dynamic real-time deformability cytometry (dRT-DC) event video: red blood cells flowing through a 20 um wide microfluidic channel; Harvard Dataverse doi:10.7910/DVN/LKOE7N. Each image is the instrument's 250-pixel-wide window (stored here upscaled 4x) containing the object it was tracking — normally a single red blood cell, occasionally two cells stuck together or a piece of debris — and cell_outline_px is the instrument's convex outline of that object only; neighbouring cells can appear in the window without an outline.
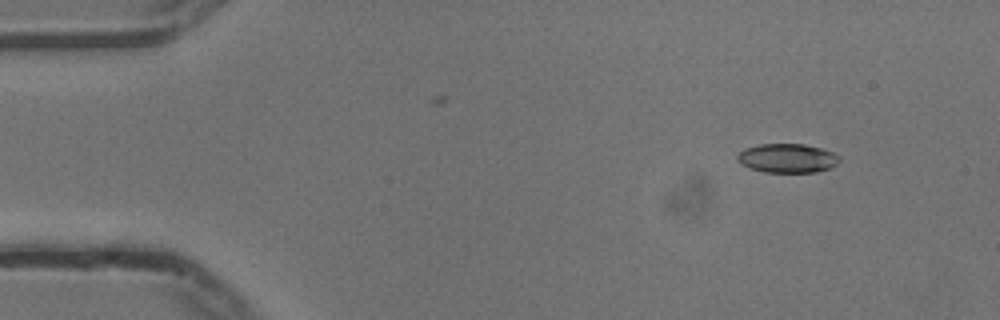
{"species": "common noctule bat (a hibernating species)", "species_latin": "Nyctalus noctula", "temperature_condition": "cold", "stored_images_in_passage": 13, "camera_frame_rate_fps": 3000, "um_per_image_px": 0.085, "animal": {"sex": "male", "body_mass_g": 13.3}, "frame": {"image": 1, "passage_image": 2, "time_ms": 0.333, "image_size_px": [1000, 320], "cell_outline_px": [[840, 160], [832, 168], [816, 172], [764, 172], [748, 168], [740, 164], [736, 160], [736, 156], [744, 148], [760, 144], [804, 144], [820, 148], [832, 152], [840, 156]], "centroid_in_image_um": [66.9, 13.45], "position_along_channel_um": 18.1, "area_um2": 17.46}}
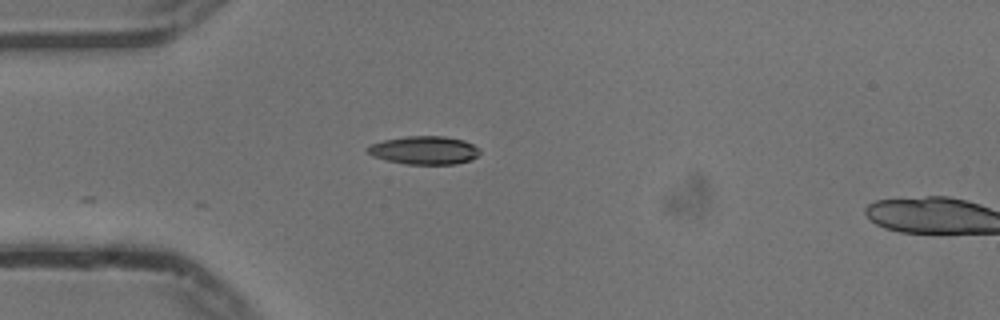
{"frame": {"image": 2, "passage_image": 11, "time_ms": 3.333, "image_size_px": [1000, 320], "cell_outline_px": [[480, 152], [472, 160], [456, 164], [404, 164], [372, 156], [364, 148], [372, 144], [384, 140], [404, 136], [444, 136], [464, 140], [480, 148]], "centroid_in_image_um": [36.07, 12.77], "position_along_channel_um": 48.9, "area_um2": 18.55}}